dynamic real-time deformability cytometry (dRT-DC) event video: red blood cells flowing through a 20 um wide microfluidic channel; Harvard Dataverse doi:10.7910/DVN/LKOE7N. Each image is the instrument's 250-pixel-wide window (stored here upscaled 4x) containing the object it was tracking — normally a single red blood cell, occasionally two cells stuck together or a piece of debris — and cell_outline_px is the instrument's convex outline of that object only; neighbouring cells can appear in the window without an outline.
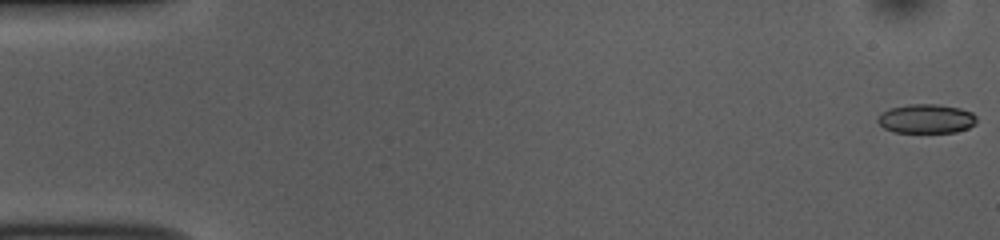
{"species": "common noctule bat (a hibernating species)", "species_latin": "Nyctalus noctula", "temperature_condition": "room temperature", "stored_images_in_passage": 52, "camera_frame_rate_fps": 3000, "um_per_image_px": 0.085, "animal": {"sex": "female", "body_mass_g": 10.0, "forearm_length_mm": 53.1}, "frame": {"image": 1, "passage_image": 1, "time_ms": 0.0, "image_size_px": [1000, 240], "cell_outline_px": [[976, 124], [968, 128], [956, 132], [892, 132], [884, 128], [876, 120], [880, 112], [892, 108], [908, 104], [936, 104], [960, 108], [972, 112], [976, 116]], "centroid_in_image_um": [78.73, 10.09], "position_along_channel_um": 6.3, "area_um2": 16.88}}
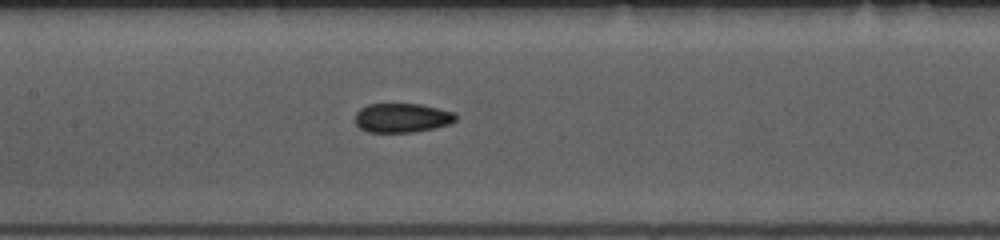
{"frame": {"image": 2, "passage_image": 25, "time_ms": 8.0, "image_size_px": [1000, 240], "cell_outline_px": [[456, 120], [448, 124], [432, 128], [412, 132], [368, 132], [360, 128], [356, 124], [356, 112], [360, 108], [368, 104], [420, 104], [452, 112], [456, 116]], "centroid_in_image_um": [34.13, 10.01], "position_along_channel_um": 173.3, "area_um2": 16.88}}
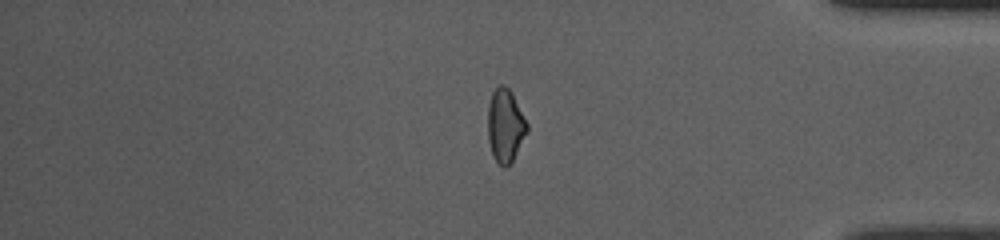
{"frame": {"image": 3, "passage_image": 44, "time_ms": 14.333, "image_size_px": [1000, 240], "cell_outline_px": [[528, 132], [512, 160], [504, 168], [492, 156], [488, 140], [488, 104], [492, 92], [500, 84], [504, 84], [512, 92], [528, 124]], "centroid_in_image_um": [42.94, 10.65], "position_along_channel_um": 392.3, "area_um2": 16.76}, "authors_computed_cell_mechanics": {"area_um2": 17.1955, "velocity_mm_per_s": 3.8446, "shape_relaxation_time_tau1_ms": 6.3799, "shape_relaxation_time_tau2_ms": 3.3684, "deformation_change_tau1": 0.1218, "deformation_change_tau2": 0.0774}}